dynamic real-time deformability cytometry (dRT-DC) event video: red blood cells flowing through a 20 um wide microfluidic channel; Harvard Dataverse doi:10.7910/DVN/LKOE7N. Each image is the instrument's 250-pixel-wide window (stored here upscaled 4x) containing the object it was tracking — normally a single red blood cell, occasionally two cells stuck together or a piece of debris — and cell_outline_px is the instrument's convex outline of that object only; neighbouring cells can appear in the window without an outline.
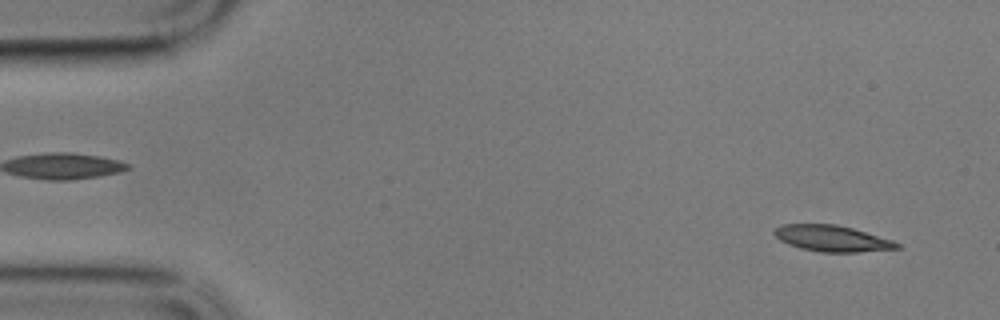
{"species": "common noctule bat (a hibernating species)", "species_latin": "Nyctalus noctula", "temperature_condition": "cold", "stored_images_in_passage": 57, "camera_frame_rate_fps": 3000, "um_per_image_px": 0.085, "animal": {"sex": "male", "body_mass_g": 17.9}, "frame": {"image": 1, "passage_image": 3, "time_ms": 0.667, "image_size_px": [1000, 320], "cell_outline_px": [[900, 248], [856, 252], [820, 252], [800, 248], [788, 244], [780, 240], [772, 232], [780, 224], [836, 224], [852, 228], [892, 240], [900, 244]], "centroid_in_image_um": [70.69, 20.26], "position_along_channel_um": 14.3, "area_um2": 18.55}}
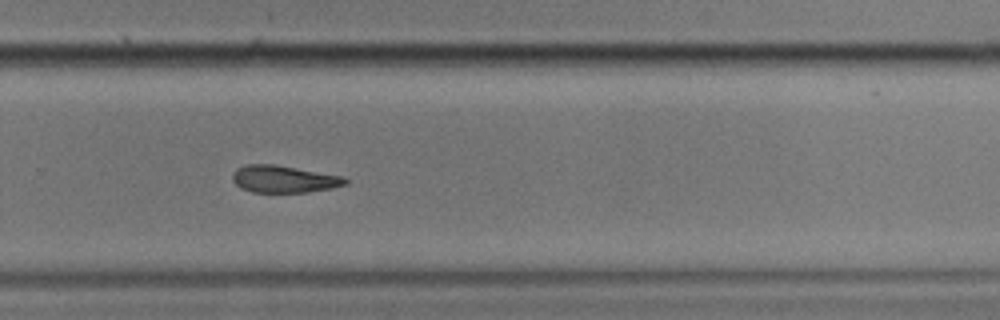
{"frame": {"image": 2, "passage_image": 38, "time_ms": 12.333, "image_size_px": [1000, 320], "cell_outline_px": [[348, 184], [332, 188], [304, 192], [252, 192], [240, 188], [232, 180], [232, 172], [236, 168], [244, 164], [272, 164], [344, 176], [348, 180]], "centroid_in_image_um": [24.1, 15.22], "position_along_channel_um": 305.7, "area_um2": 17.92}}
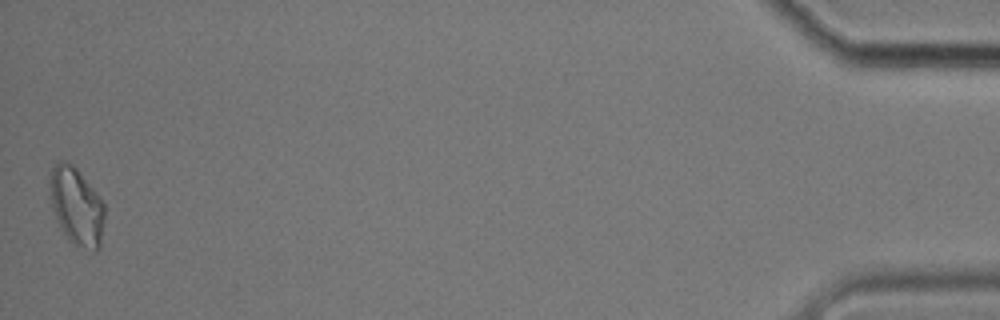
{"frame": {"image": 3, "passage_image": 57, "time_ms": 18.667, "image_size_px": [1000, 320], "cell_outline_px": [[104, 220], [100, 248], [92, 252], [72, 244], [68, 240], [60, 228], [52, 208], [48, 196], [48, 180], [52, 168], [60, 160], [64, 160], [72, 164], [76, 168], [100, 196], [104, 204]], "centroid_in_image_um": [6.48, 17.55], "position_along_channel_um": 428.7, "area_um2": 25.37}, "authors_computed_cell_mechanics": {"area_um2": 19.0162, "velocity_mm_per_s": 3.3918, "shape_relaxation_time_tau1_ms": null, "shape_relaxation_time_tau2_ms": 9.1395, "deformation_change_tau1": null, "deformation_change_tau2": 0.1996}}